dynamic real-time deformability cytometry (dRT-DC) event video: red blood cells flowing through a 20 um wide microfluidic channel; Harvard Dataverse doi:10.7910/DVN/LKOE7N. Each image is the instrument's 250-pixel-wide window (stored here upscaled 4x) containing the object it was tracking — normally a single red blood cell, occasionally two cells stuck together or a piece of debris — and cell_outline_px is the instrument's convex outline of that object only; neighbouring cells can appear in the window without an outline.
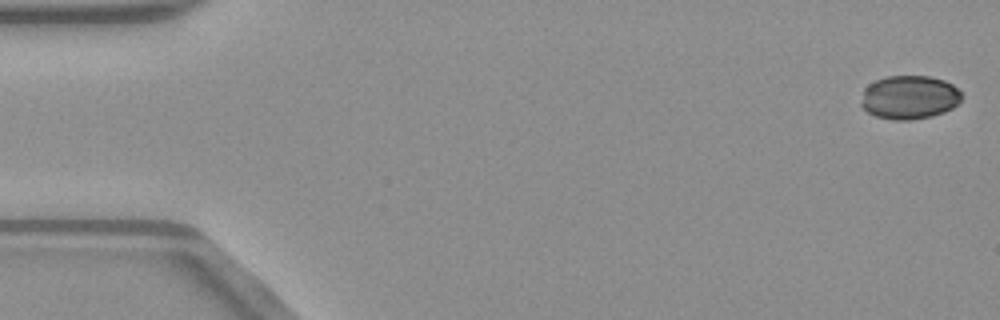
{"species": "common noctule bat (a hibernating species)", "species_latin": "Nyctalus noctula", "temperature_condition": "warm", "stored_images_in_passage": 51, "camera_frame_rate_fps": 3000, "um_per_image_px": 0.085, "animal": {"sex": "male", "body_mass_g": 23.1, "forearm_length_mm": 52.7}, "frame": {"image": 1, "passage_image": 1, "time_ms": 0.0, "image_size_px": [1000, 320], "cell_outline_px": [[964, 96], [952, 108], [944, 112], [932, 116], [912, 120], [892, 120], [876, 116], [868, 112], [860, 104], [864, 88], [868, 84], [876, 80], [888, 76], [928, 76], [944, 80], [952, 84]], "centroid_in_image_um": [77.29, 8.27], "position_along_channel_um": 7.7, "area_um2": 25.66}}
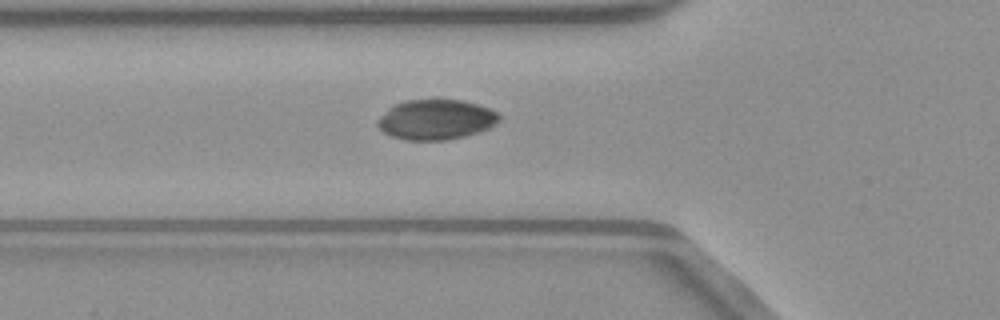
{"frame": {"image": 2, "passage_image": 18, "time_ms": 5.667, "image_size_px": [1000, 320], "cell_outline_px": [[500, 120], [488, 128], [464, 136], [448, 140], [408, 140], [392, 136], [384, 132], [376, 124], [376, 120], [388, 108], [404, 100], [460, 100], [476, 104], [488, 108], [496, 112], [500, 116]], "centroid_in_image_um": [37.02, 10.16], "position_along_channel_um": 88.8, "area_um2": 28.15}}
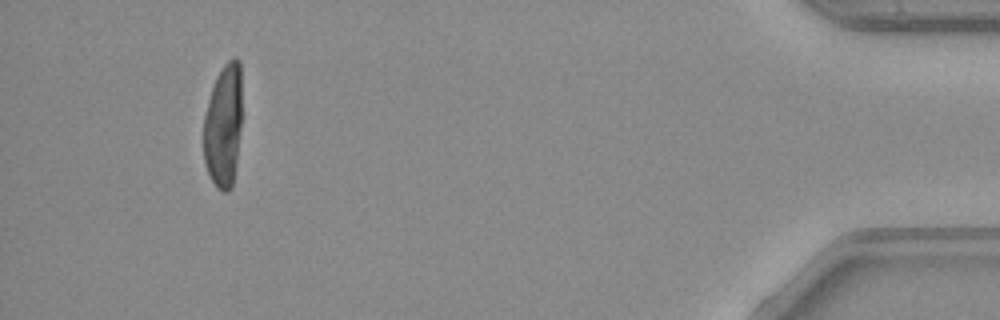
{"frame": {"image": 3, "passage_image": 48, "time_ms": 15.667, "image_size_px": [1000, 320], "cell_outline_px": [[240, 124], [236, 164], [232, 188], [228, 192], [224, 192], [216, 188], [208, 172], [204, 160], [204, 116], [208, 100], [216, 76], [224, 64], [232, 56], [236, 56], [240, 60]], "centroid_in_image_um": [18.98, 10.68], "position_along_channel_um": 416.2, "area_um2": 27.46}, "authors_computed_cell_mechanics": {"area_um2": 27.8596, "velocity_mm_per_s": 4.0246, "shape_relaxation_time_tau1_ms": 9.2316, "shape_relaxation_time_tau2_ms": null, "deformation_change_tau1": 0.1321, "deformation_change_tau2": null}}